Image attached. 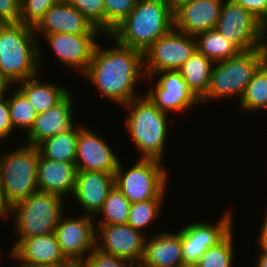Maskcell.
Masks as SVG:
<instances>
[{"mask_svg":"<svg viewBox=\"0 0 267 267\" xmlns=\"http://www.w3.org/2000/svg\"><path fill=\"white\" fill-rule=\"evenodd\" d=\"M114 43L116 47L105 50L97 45L83 75L100 90L102 96L123 106L138 97L134 94V84L144 74V59L142 51L117 41Z\"/></svg>","mask_w":267,"mask_h":267,"instance_id":"cell-1","label":"cell"},{"mask_svg":"<svg viewBox=\"0 0 267 267\" xmlns=\"http://www.w3.org/2000/svg\"><path fill=\"white\" fill-rule=\"evenodd\" d=\"M173 28L174 15L166 0H138L131 13L108 36L144 52Z\"/></svg>","mask_w":267,"mask_h":267,"instance_id":"cell-2","label":"cell"},{"mask_svg":"<svg viewBox=\"0 0 267 267\" xmlns=\"http://www.w3.org/2000/svg\"><path fill=\"white\" fill-rule=\"evenodd\" d=\"M36 35L34 27L23 23L0 26V70L12 83L38 76L41 52Z\"/></svg>","mask_w":267,"mask_h":267,"instance_id":"cell-3","label":"cell"},{"mask_svg":"<svg viewBox=\"0 0 267 267\" xmlns=\"http://www.w3.org/2000/svg\"><path fill=\"white\" fill-rule=\"evenodd\" d=\"M124 106L130 109L125 124L141 158L161 161L168 134L167 113L147 95L134 98Z\"/></svg>","mask_w":267,"mask_h":267,"instance_id":"cell-4","label":"cell"},{"mask_svg":"<svg viewBox=\"0 0 267 267\" xmlns=\"http://www.w3.org/2000/svg\"><path fill=\"white\" fill-rule=\"evenodd\" d=\"M266 60L267 48H257L214 62L209 89L201 101L234 95L241 98L254 73Z\"/></svg>","mask_w":267,"mask_h":267,"instance_id":"cell-5","label":"cell"},{"mask_svg":"<svg viewBox=\"0 0 267 267\" xmlns=\"http://www.w3.org/2000/svg\"><path fill=\"white\" fill-rule=\"evenodd\" d=\"M38 160L37 146L28 144L0 156L2 193L10 208L38 191Z\"/></svg>","mask_w":267,"mask_h":267,"instance_id":"cell-6","label":"cell"},{"mask_svg":"<svg viewBox=\"0 0 267 267\" xmlns=\"http://www.w3.org/2000/svg\"><path fill=\"white\" fill-rule=\"evenodd\" d=\"M63 197L36 191L10 208L15 213L18 238H29L53 233L62 217Z\"/></svg>","mask_w":267,"mask_h":267,"instance_id":"cell-7","label":"cell"},{"mask_svg":"<svg viewBox=\"0 0 267 267\" xmlns=\"http://www.w3.org/2000/svg\"><path fill=\"white\" fill-rule=\"evenodd\" d=\"M155 159L140 158L133 167L124 172L119 161L114 172V186L133 204L163 199L168 173Z\"/></svg>","mask_w":267,"mask_h":267,"instance_id":"cell-8","label":"cell"},{"mask_svg":"<svg viewBox=\"0 0 267 267\" xmlns=\"http://www.w3.org/2000/svg\"><path fill=\"white\" fill-rule=\"evenodd\" d=\"M225 1L215 29L240 51L267 48V27L234 0Z\"/></svg>","mask_w":267,"mask_h":267,"instance_id":"cell-9","label":"cell"},{"mask_svg":"<svg viewBox=\"0 0 267 267\" xmlns=\"http://www.w3.org/2000/svg\"><path fill=\"white\" fill-rule=\"evenodd\" d=\"M196 50L195 36L173 28L143 52L144 75L151 77L158 72L178 71Z\"/></svg>","mask_w":267,"mask_h":267,"instance_id":"cell-10","label":"cell"},{"mask_svg":"<svg viewBox=\"0 0 267 267\" xmlns=\"http://www.w3.org/2000/svg\"><path fill=\"white\" fill-rule=\"evenodd\" d=\"M229 212H226L215 225L192 222L182 228V252L185 267H194L208 248L217 245L233 230V218Z\"/></svg>","mask_w":267,"mask_h":267,"instance_id":"cell-11","label":"cell"},{"mask_svg":"<svg viewBox=\"0 0 267 267\" xmlns=\"http://www.w3.org/2000/svg\"><path fill=\"white\" fill-rule=\"evenodd\" d=\"M60 218L54 234L60 245L61 251L70 262H84V257L96 248V226L94 217L84 214L77 218ZM96 235V236H95Z\"/></svg>","mask_w":267,"mask_h":267,"instance_id":"cell-12","label":"cell"},{"mask_svg":"<svg viewBox=\"0 0 267 267\" xmlns=\"http://www.w3.org/2000/svg\"><path fill=\"white\" fill-rule=\"evenodd\" d=\"M156 74H159L160 78L155 89L151 88L146 95L161 111L180 112L201 102L191 91L179 71L158 72L149 78H153V75Z\"/></svg>","mask_w":267,"mask_h":267,"instance_id":"cell-13","label":"cell"},{"mask_svg":"<svg viewBox=\"0 0 267 267\" xmlns=\"http://www.w3.org/2000/svg\"><path fill=\"white\" fill-rule=\"evenodd\" d=\"M96 231L100 232L103 243L102 245L99 244V238H96V248L105 253L127 259L133 263L138 262L137 265L139 266L146 241L142 231L132 228L127 223L99 225L96 226Z\"/></svg>","mask_w":267,"mask_h":267,"instance_id":"cell-14","label":"cell"},{"mask_svg":"<svg viewBox=\"0 0 267 267\" xmlns=\"http://www.w3.org/2000/svg\"><path fill=\"white\" fill-rule=\"evenodd\" d=\"M75 164L77 170L114 174L119 160L102 137L79 125Z\"/></svg>","mask_w":267,"mask_h":267,"instance_id":"cell-15","label":"cell"},{"mask_svg":"<svg viewBox=\"0 0 267 267\" xmlns=\"http://www.w3.org/2000/svg\"><path fill=\"white\" fill-rule=\"evenodd\" d=\"M18 239L12 248V257L19 260L20 266L63 267L70 263L62 253L54 232Z\"/></svg>","mask_w":267,"mask_h":267,"instance_id":"cell-16","label":"cell"},{"mask_svg":"<svg viewBox=\"0 0 267 267\" xmlns=\"http://www.w3.org/2000/svg\"><path fill=\"white\" fill-rule=\"evenodd\" d=\"M98 34H46L44 38L55 55L67 67L86 72L97 47L95 37Z\"/></svg>","mask_w":267,"mask_h":267,"instance_id":"cell-17","label":"cell"},{"mask_svg":"<svg viewBox=\"0 0 267 267\" xmlns=\"http://www.w3.org/2000/svg\"><path fill=\"white\" fill-rule=\"evenodd\" d=\"M46 34H97L103 31L95 27L78 9L67 0H61L46 11L44 18L35 27V33Z\"/></svg>","mask_w":267,"mask_h":267,"instance_id":"cell-18","label":"cell"},{"mask_svg":"<svg viewBox=\"0 0 267 267\" xmlns=\"http://www.w3.org/2000/svg\"><path fill=\"white\" fill-rule=\"evenodd\" d=\"M224 0H193L174 12V29L196 36L216 28Z\"/></svg>","mask_w":267,"mask_h":267,"instance_id":"cell-19","label":"cell"},{"mask_svg":"<svg viewBox=\"0 0 267 267\" xmlns=\"http://www.w3.org/2000/svg\"><path fill=\"white\" fill-rule=\"evenodd\" d=\"M114 187V174L77 170L73 195L91 217L97 215Z\"/></svg>","mask_w":267,"mask_h":267,"instance_id":"cell-20","label":"cell"},{"mask_svg":"<svg viewBox=\"0 0 267 267\" xmlns=\"http://www.w3.org/2000/svg\"><path fill=\"white\" fill-rule=\"evenodd\" d=\"M138 267H185L182 229L177 234L161 232L150 240L146 239L143 257Z\"/></svg>","mask_w":267,"mask_h":267,"instance_id":"cell-21","label":"cell"},{"mask_svg":"<svg viewBox=\"0 0 267 267\" xmlns=\"http://www.w3.org/2000/svg\"><path fill=\"white\" fill-rule=\"evenodd\" d=\"M77 167L75 162H63L46 159L39 154L37 165L38 191L65 196L73 195Z\"/></svg>","mask_w":267,"mask_h":267,"instance_id":"cell-22","label":"cell"},{"mask_svg":"<svg viewBox=\"0 0 267 267\" xmlns=\"http://www.w3.org/2000/svg\"><path fill=\"white\" fill-rule=\"evenodd\" d=\"M72 96L70 93L57 105L39 113L28 131V145L40 142L73 127Z\"/></svg>","mask_w":267,"mask_h":267,"instance_id":"cell-23","label":"cell"},{"mask_svg":"<svg viewBox=\"0 0 267 267\" xmlns=\"http://www.w3.org/2000/svg\"><path fill=\"white\" fill-rule=\"evenodd\" d=\"M18 90L27 98L37 113H43L60 103L68 94L66 88L42 83L36 76L20 81Z\"/></svg>","mask_w":267,"mask_h":267,"instance_id":"cell-24","label":"cell"},{"mask_svg":"<svg viewBox=\"0 0 267 267\" xmlns=\"http://www.w3.org/2000/svg\"><path fill=\"white\" fill-rule=\"evenodd\" d=\"M213 62L197 50L178 70L191 91L201 100L210 85Z\"/></svg>","mask_w":267,"mask_h":267,"instance_id":"cell-25","label":"cell"},{"mask_svg":"<svg viewBox=\"0 0 267 267\" xmlns=\"http://www.w3.org/2000/svg\"><path fill=\"white\" fill-rule=\"evenodd\" d=\"M78 128L71 127L53 137L43 140L37 145L39 154L46 159L63 162H75Z\"/></svg>","mask_w":267,"mask_h":267,"instance_id":"cell-26","label":"cell"},{"mask_svg":"<svg viewBox=\"0 0 267 267\" xmlns=\"http://www.w3.org/2000/svg\"><path fill=\"white\" fill-rule=\"evenodd\" d=\"M197 51L208 57L213 63L236 56L240 50L216 29L197 34Z\"/></svg>","mask_w":267,"mask_h":267,"instance_id":"cell-27","label":"cell"},{"mask_svg":"<svg viewBox=\"0 0 267 267\" xmlns=\"http://www.w3.org/2000/svg\"><path fill=\"white\" fill-rule=\"evenodd\" d=\"M240 100V107L246 111L267 109V60L257 69Z\"/></svg>","mask_w":267,"mask_h":267,"instance_id":"cell-28","label":"cell"},{"mask_svg":"<svg viewBox=\"0 0 267 267\" xmlns=\"http://www.w3.org/2000/svg\"><path fill=\"white\" fill-rule=\"evenodd\" d=\"M131 205L127 198L114 186L98 212L99 216L101 214L103 218H100L98 224L117 225L127 223Z\"/></svg>","mask_w":267,"mask_h":267,"instance_id":"cell-29","label":"cell"},{"mask_svg":"<svg viewBox=\"0 0 267 267\" xmlns=\"http://www.w3.org/2000/svg\"><path fill=\"white\" fill-rule=\"evenodd\" d=\"M13 93V96L8 99L9 115L12 126L13 128L20 127L29 131L38 113L18 89Z\"/></svg>","mask_w":267,"mask_h":267,"instance_id":"cell-30","label":"cell"},{"mask_svg":"<svg viewBox=\"0 0 267 267\" xmlns=\"http://www.w3.org/2000/svg\"><path fill=\"white\" fill-rule=\"evenodd\" d=\"M233 231L217 245L208 248L194 267H232Z\"/></svg>","mask_w":267,"mask_h":267,"instance_id":"cell-31","label":"cell"},{"mask_svg":"<svg viewBox=\"0 0 267 267\" xmlns=\"http://www.w3.org/2000/svg\"><path fill=\"white\" fill-rule=\"evenodd\" d=\"M162 200L152 199L133 203L130 208L127 224L138 231H143V228L151 224L160 214Z\"/></svg>","mask_w":267,"mask_h":267,"instance_id":"cell-32","label":"cell"},{"mask_svg":"<svg viewBox=\"0 0 267 267\" xmlns=\"http://www.w3.org/2000/svg\"><path fill=\"white\" fill-rule=\"evenodd\" d=\"M105 35H109L135 8L138 0H103Z\"/></svg>","mask_w":267,"mask_h":267,"instance_id":"cell-33","label":"cell"},{"mask_svg":"<svg viewBox=\"0 0 267 267\" xmlns=\"http://www.w3.org/2000/svg\"><path fill=\"white\" fill-rule=\"evenodd\" d=\"M61 0H20V23L36 27L45 13Z\"/></svg>","mask_w":267,"mask_h":267,"instance_id":"cell-34","label":"cell"},{"mask_svg":"<svg viewBox=\"0 0 267 267\" xmlns=\"http://www.w3.org/2000/svg\"><path fill=\"white\" fill-rule=\"evenodd\" d=\"M105 35V8L103 0H67Z\"/></svg>","mask_w":267,"mask_h":267,"instance_id":"cell-35","label":"cell"},{"mask_svg":"<svg viewBox=\"0 0 267 267\" xmlns=\"http://www.w3.org/2000/svg\"><path fill=\"white\" fill-rule=\"evenodd\" d=\"M86 267H138L127 259L120 258L95 248L84 261ZM128 264V265H127Z\"/></svg>","mask_w":267,"mask_h":267,"instance_id":"cell-36","label":"cell"},{"mask_svg":"<svg viewBox=\"0 0 267 267\" xmlns=\"http://www.w3.org/2000/svg\"><path fill=\"white\" fill-rule=\"evenodd\" d=\"M0 21L20 23V0H0Z\"/></svg>","mask_w":267,"mask_h":267,"instance_id":"cell-37","label":"cell"},{"mask_svg":"<svg viewBox=\"0 0 267 267\" xmlns=\"http://www.w3.org/2000/svg\"><path fill=\"white\" fill-rule=\"evenodd\" d=\"M267 27V0H234Z\"/></svg>","mask_w":267,"mask_h":267,"instance_id":"cell-38","label":"cell"},{"mask_svg":"<svg viewBox=\"0 0 267 267\" xmlns=\"http://www.w3.org/2000/svg\"><path fill=\"white\" fill-rule=\"evenodd\" d=\"M11 118L9 115L8 100L4 97L0 98V140L8 138L13 130Z\"/></svg>","mask_w":267,"mask_h":267,"instance_id":"cell-39","label":"cell"},{"mask_svg":"<svg viewBox=\"0 0 267 267\" xmlns=\"http://www.w3.org/2000/svg\"><path fill=\"white\" fill-rule=\"evenodd\" d=\"M261 228L262 229L258 237L259 247L261 248V251L267 255V214L265 216V220Z\"/></svg>","mask_w":267,"mask_h":267,"instance_id":"cell-40","label":"cell"},{"mask_svg":"<svg viewBox=\"0 0 267 267\" xmlns=\"http://www.w3.org/2000/svg\"><path fill=\"white\" fill-rule=\"evenodd\" d=\"M13 84L0 70V98L4 97L5 92H8L9 86Z\"/></svg>","mask_w":267,"mask_h":267,"instance_id":"cell-41","label":"cell"},{"mask_svg":"<svg viewBox=\"0 0 267 267\" xmlns=\"http://www.w3.org/2000/svg\"><path fill=\"white\" fill-rule=\"evenodd\" d=\"M8 214H10V207L8 206L7 202L4 199L0 181V216L1 217L8 216Z\"/></svg>","mask_w":267,"mask_h":267,"instance_id":"cell-42","label":"cell"},{"mask_svg":"<svg viewBox=\"0 0 267 267\" xmlns=\"http://www.w3.org/2000/svg\"><path fill=\"white\" fill-rule=\"evenodd\" d=\"M171 10L174 12L177 8L193 0H166Z\"/></svg>","mask_w":267,"mask_h":267,"instance_id":"cell-43","label":"cell"},{"mask_svg":"<svg viewBox=\"0 0 267 267\" xmlns=\"http://www.w3.org/2000/svg\"><path fill=\"white\" fill-rule=\"evenodd\" d=\"M261 253L258 254V263L256 264L257 267H267V255L264 254L261 250Z\"/></svg>","mask_w":267,"mask_h":267,"instance_id":"cell-44","label":"cell"},{"mask_svg":"<svg viewBox=\"0 0 267 267\" xmlns=\"http://www.w3.org/2000/svg\"><path fill=\"white\" fill-rule=\"evenodd\" d=\"M63 267H79V262H70L69 264Z\"/></svg>","mask_w":267,"mask_h":267,"instance_id":"cell-45","label":"cell"},{"mask_svg":"<svg viewBox=\"0 0 267 267\" xmlns=\"http://www.w3.org/2000/svg\"><path fill=\"white\" fill-rule=\"evenodd\" d=\"M19 267H56V266H19Z\"/></svg>","mask_w":267,"mask_h":267,"instance_id":"cell-46","label":"cell"},{"mask_svg":"<svg viewBox=\"0 0 267 267\" xmlns=\"http://www.w3.org/2000/svg\"><path fill=\"white\" fill-rule=\"evenodd\" d=\"M79 267H86L84 262H79Z\"/></svg>","mask_w":267,"mask_h":267,"instance_id":"cell-47","label":"cell"}]
</instances>
